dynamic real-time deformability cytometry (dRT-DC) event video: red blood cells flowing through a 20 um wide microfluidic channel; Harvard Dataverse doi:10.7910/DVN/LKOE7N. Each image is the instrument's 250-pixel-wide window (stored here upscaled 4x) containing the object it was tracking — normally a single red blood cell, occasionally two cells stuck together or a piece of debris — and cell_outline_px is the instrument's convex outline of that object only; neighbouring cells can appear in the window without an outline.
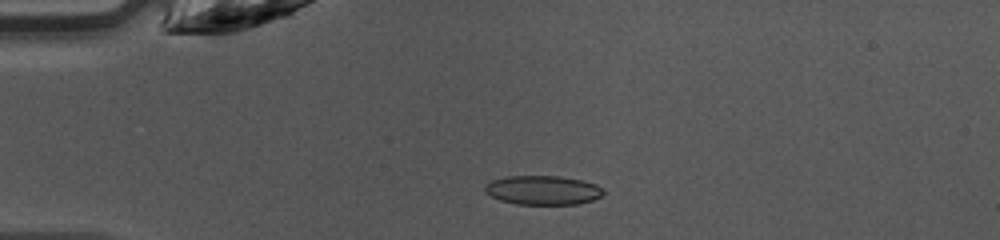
{"species": "common noctule bat (a hibernating species)", "species_latin": "Nyctalus noctula", "temperature_condition": "warm", "stored_images_in_passage": 34, "camera_frame_rate_fps": 3000, "um_per_image_px": 0.085, "animal": {"sex": "female", "body_mass_g": 10.0, "forearm_length_mm": 53.1}, "frame": {"image": 1, "passage_image": 4, "time_ms": 1.0, "image_size_px": [1000, 240], "cell_outline_px": [[604, 192], [600, 196], [592, 200], [576, 204], [516, 204], [500, 200], [484, 192], [484, 184], [492, 180], [508, 176], [560, 176], [580, 180], [596, 184]], "centroid_in_image_um": [46.09, 16.16], "position_along_channel_um": 38.9, "area_um2": 20.0}}
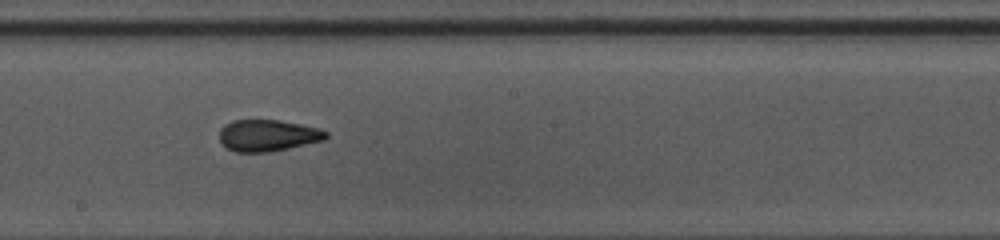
{"frame": {"image": 2, "passage_image": 19, "time_ms": 6.0, "image_size_px": [1000, 240], "cell_outline_px": [[328, 136], [324, 140], [288, 148], [268, 152], [236, 152], [228, 148], [220, 140], [220, 128], [224, 124], [232, 120], [280, 120], [320, 128], [328, 132]], "centroid_in_image_um": [22.77, 11.5], "position_along_channel_um": 225.4, "area_um2": 19.59}}
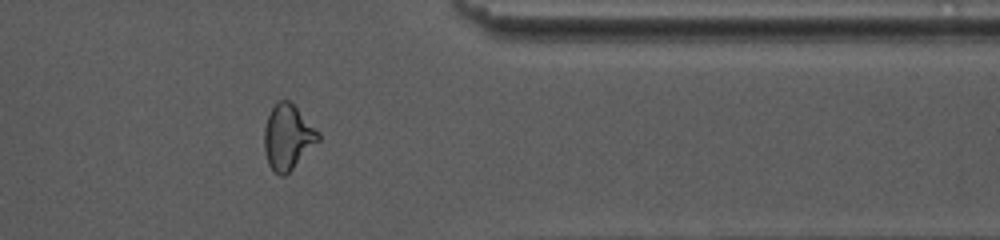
{"frame": {"image": 3, "passage_image": 31, "time_ms": 10.0, "image_size_px": [1000, 240], "cell_outline_px": [[320, 140], [284, 176], [280, 176], [272, 172], [268, 164], [264, 148], [264, 128], [268, 116], [272, 108], [280, 100], [288, 100], [320, 132]], "centroid_in_image_um": [24.45, 11.68], "position_along_channel_um": 387.0, "area_um2": 20.23}, "authors_computed_cell_mechanics": {"area_um2": 19.8254, "velocity_mm_per_s": 4.2947, "shape_relaxation_time_tau1_ms": null, "shape_relaxation_time_tau2_ms": 1.5944, "deformation_change_tau1": null, "deformation_change_tau2": 0.0717}}